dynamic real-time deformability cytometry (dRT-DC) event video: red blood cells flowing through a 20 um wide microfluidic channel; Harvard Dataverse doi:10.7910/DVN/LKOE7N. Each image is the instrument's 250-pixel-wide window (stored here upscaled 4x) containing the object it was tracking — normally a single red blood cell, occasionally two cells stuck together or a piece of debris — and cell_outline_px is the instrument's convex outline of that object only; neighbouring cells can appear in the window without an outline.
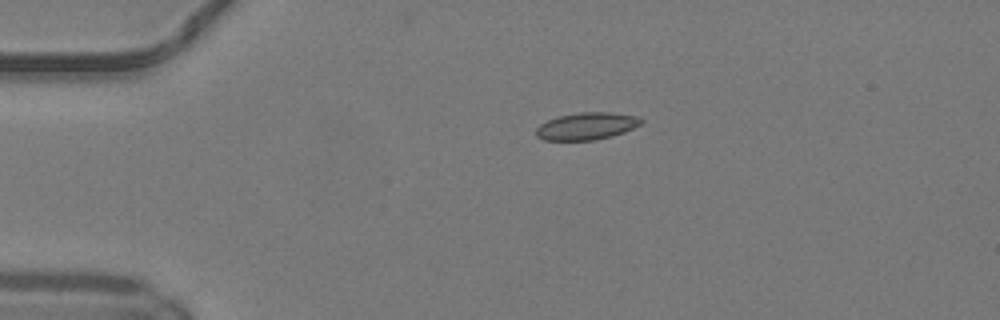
{"species": "common noctule bat (a hibernating species)", "species_latin": "Nyctalus noctula", "temperature_condition": "warm", "stored_images_in_passage": 40, "camera_frame_rate_fps": 3000, "um_per_image_px": 0.085, "animal": {"sex": "male", "body_mass_g": 19.2, "forearm_length_mm": 51.8}, "frame": {"image": 1, "passage_image": 1, "time_ms": 0.0, "image_size_px": [1000, 320], "cell_outline_px": [[644, 120], [640, 124], [624, 132], [612, 136], [596, 140], [544, 140], [536, 136], [536, 128], [540, 124], [548, 120], [560, 116], [580, 112], [612, 112], [640, 116]], "centroid_in_image_um": [49.89, 10.71], "position_along_channel_um": 35.1, "area_um2": 16.7}}
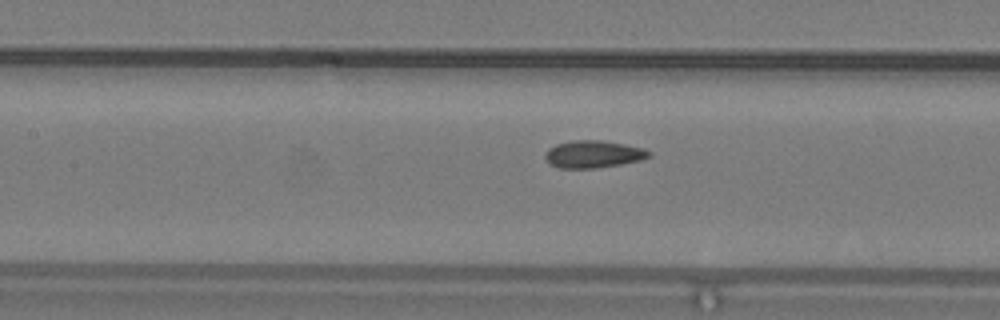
{"frame": {"image": 2, "passage_image": 13, "time_ms": 4.0, "image_size_px": [1000, 320], "cell_outline_px": [[652, 156], [640, 160], [620, 164], [596, 168], [560, 168], [548, 164], [544, 156], [548, 148], [556, 144], [572, 140], [604, 140], [644, 148], [652, 152]], "centroid_in_image_um": [50.43, 13.1], "position_along_channel_um": 157.0, "area_um2": 16.7}}
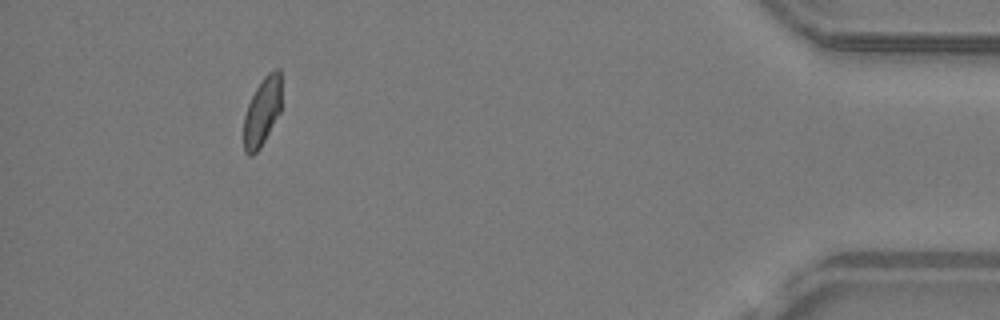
{"frame": {"image": 3, "passage_image": 36, "time_ms": 11.667, "image_size_px": [1000, 320], "cell_outline_px": [[280, 112], [260, 148], [252, 156], [248, 156], [244, 152], [244, 116], [248, 104], [256, 88], [264, 76], [272, 68], [280, 68]], "centroid_in_image_um": [22.27, 9.49], "position_along_channel_um": 412.9, "area_um2": 14.97}, "authors_computed_cell_mechanics": {"area_um2": 16.1551, "velocity_mm_per_s": 4.1559, "shape_relaxation_time_tau1_ms": null, "shape_relaxation_time_tau2_ms": 1.3644, "deformation_change_tau1": null, "deformation_change_tau2": 0.0567}}